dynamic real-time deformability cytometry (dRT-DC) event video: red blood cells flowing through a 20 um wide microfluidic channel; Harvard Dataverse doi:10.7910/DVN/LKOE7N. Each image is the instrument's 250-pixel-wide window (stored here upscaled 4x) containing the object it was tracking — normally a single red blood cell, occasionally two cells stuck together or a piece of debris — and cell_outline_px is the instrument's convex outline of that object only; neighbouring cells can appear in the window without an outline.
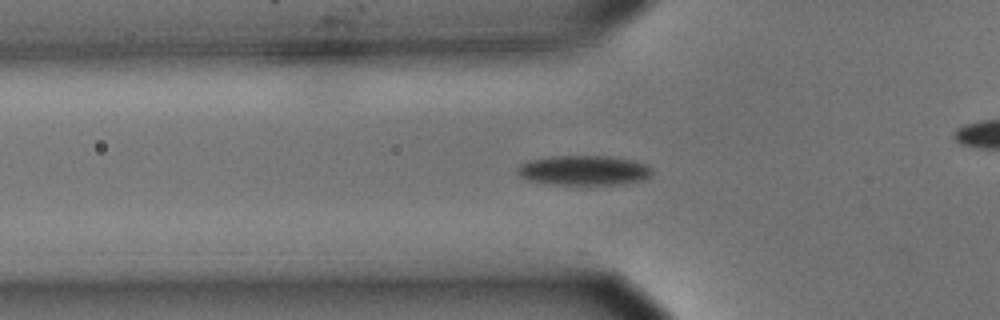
{"species": "common noctule bat (a hibernating species)", "species_latin": "Nyctalus noctula", "temperature_condition": "cold", "stored_images_in_passage": 40, "camera_frame_rate_fps": 3000, "um_per_image_px": 0.085, "animal": {"sex": "male", "body_mass_g": 15.6}, "frame": {"image": 1, "passage_image": 2, "time_ms": 0.333, "image_size_px": [1000, 320], "cell_outline_px": [[652, 172], [644, 180], [628, 184], [552, 184], [528, 180], [520, 176], [516, 172], [516, 168], [520, 164], [528, 160], [548, 156], [608, 156], [632, 160], [648, 164], [652, 168]], "centroid_in_image_um": [49.63, 14.47], "position_along_channel_um": 76.2, "area_um2": 23.58}}
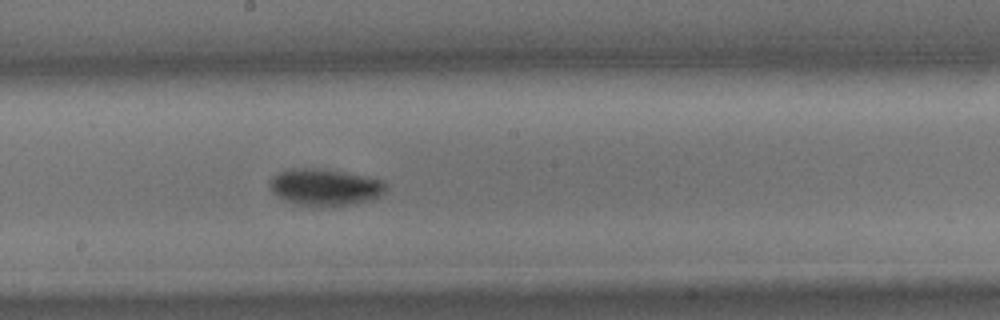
{"frame": {"image": 2, "passage_image": 14, "time_ms": 4.333, "image_size_px": [1000, 320], "cell_outline_px": [[388, 188], [380, 196], [372, 200], [332, 208], [320, 208], [300, 204], [284, 200], [272, 192], [268, 188], [272, 176], [276, 172], [292, 168], [308, 168], [344, 172], [384, 180], [388, 184]], "centroid_in_image_um": [27.63, 15.94], "position_along_channel_um": 220.6, "area_um2": 25.43}}
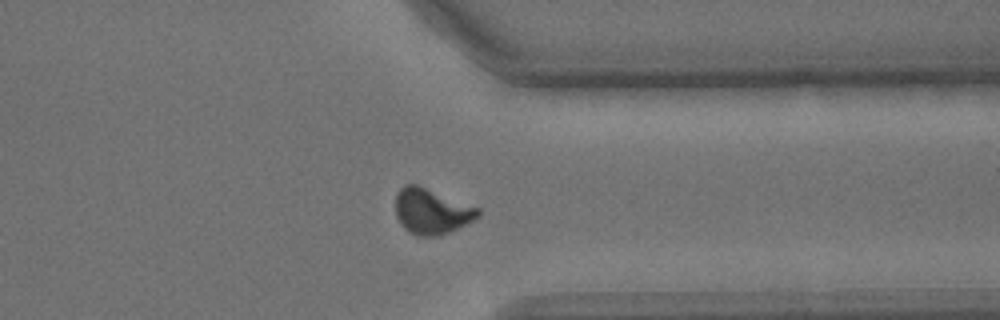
{"frame": {"image": 3, "passage_image": 27, "time_ms": 8.667, "image_size_px": [1000, 320], "cell_outline_px": [[480, 216], [448, 232], [436, 236], [416, 236], [408, 232], [400, 224], [396, 216], [396, 192], [404, 184], [416, 184], [480, 208]], "centroid_in_image_um": [36.64, 17.95], "position_along_channel_um": 374.8, "area_um2": 21.79}, "authors_computed_cell_mechanics": {"area_um2": 22.5709, "velocity_mm_per_s": 3.5908, "shape_relaxation_time_tau1_ms": 2.1601, "shape_relaxation_time_tau2_ms": null, "deformation_change_tau1": 0.1113, "deformation_change_tau2": null}}